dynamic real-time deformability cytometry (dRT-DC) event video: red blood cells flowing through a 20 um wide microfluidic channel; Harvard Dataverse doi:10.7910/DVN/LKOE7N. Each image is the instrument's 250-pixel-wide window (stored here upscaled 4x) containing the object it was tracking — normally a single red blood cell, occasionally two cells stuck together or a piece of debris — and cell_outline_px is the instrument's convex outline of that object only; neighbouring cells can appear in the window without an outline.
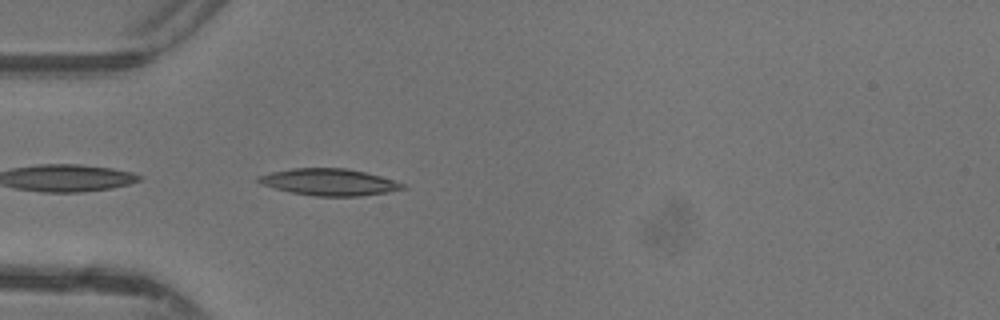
{"species": "common noctule bat (a hibernating species)", "species_latin": "Nyctalus noctula", "temperature_condition": "warm", "stored_images_in_passage": 13, "camera_frame_rate_fps": 3000, "um_per_image_px": 0.085, "animal": {"sex": "female"}, "frame": {"image": 1, "passage_image": 1, "time_ms": 0.0, "image_size_px": [1000, 320], "cell_outline_px": [[408, 188], [388, 192], [360, 196], [316, 196], [292, 192], [260, 184], [256, 180], [256, 176], [272, 172], [292, 168], [344, 168], [364, 172], [380, 176], [404, 184]], "centroid_in_image_um": [27.97, 15.48], "position_along_channel_um": 57.0, "area_um2": 22.31}}
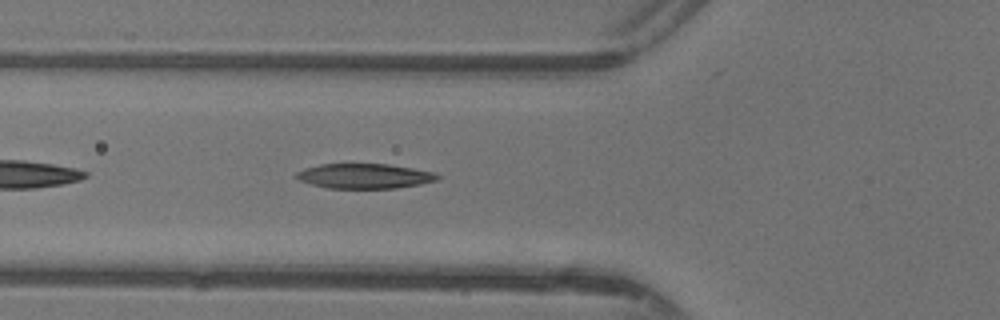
{"frame": {"image": 2, "passage_image": 4, "time_ms": 1.0, "image_size_px": [1000, 320], "cell_outline_px": [[440, 176], [436, 180], [420, 184], [396, 188], [328, 188], [312, 184], [300, 180], [292, 176], [296, 172], [304, 168], [320, 164], [388, 164], [436, 172]], "centroid_in_image_um": [30.96, 14.96], "position_along_channel_um": 94.8, "area_um2": 20.46}}
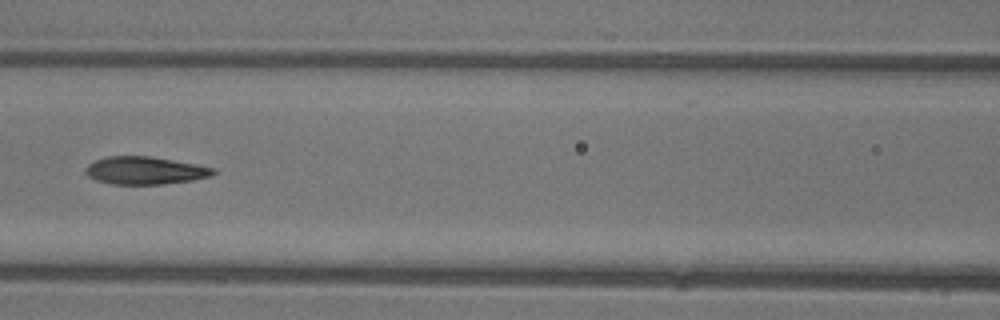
{"frame": {"image": 3, "passage_image": 8, "time_ms": 2.333, "image_size_px": [1000, 320], "cell_outline_px": [[216, 172], [212, 176], [192, 180], [160, 184], [112, 184], [96, 180], [88, 176], [84, 172], [84, 168], [88, 164], [96, 160], [108, 156], [152, 156], [196, 164], [216, 168]], "centroid_in_image_um": [12.33, 14.49], "position_along_channel_um": 154.3, "area_um2": 20.69}}